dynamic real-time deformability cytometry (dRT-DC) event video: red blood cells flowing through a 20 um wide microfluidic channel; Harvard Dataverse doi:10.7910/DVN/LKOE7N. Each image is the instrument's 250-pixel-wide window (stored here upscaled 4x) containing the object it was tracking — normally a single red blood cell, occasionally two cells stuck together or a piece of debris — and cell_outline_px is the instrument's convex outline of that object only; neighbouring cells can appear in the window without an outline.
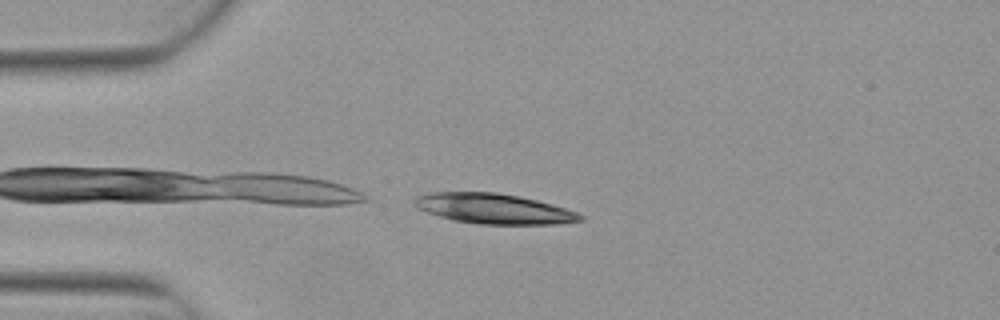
{"species": "Egyptian fruit bat (a non-hibernating species)", "species_latin": "Rousettus aegyptiacus", "temperature_condition": "warm", "stored_images_in_passage": 4, "camera_frame_rate_fps": 3000, "um_per_image_px": 0.085, "animal": {"sex": "female"}, "frame": {"image": 1, "passage_image": 4, "time_ms": 1.0, "image_size_px": [1000, 320], "cell_outline_px": [[584, 220], [556, 224], [476, 224], [452, 220], [428, 212], [412, 204], [412, 200], [416, 196], [432, 192], [496, 192], [520, 196], [552, 204], [576, 212], [584, 216]], "centroid_in_image_um": [41.96, 17.73], "position_along_channel_um": 43.0, "area_um2": 29.13}}